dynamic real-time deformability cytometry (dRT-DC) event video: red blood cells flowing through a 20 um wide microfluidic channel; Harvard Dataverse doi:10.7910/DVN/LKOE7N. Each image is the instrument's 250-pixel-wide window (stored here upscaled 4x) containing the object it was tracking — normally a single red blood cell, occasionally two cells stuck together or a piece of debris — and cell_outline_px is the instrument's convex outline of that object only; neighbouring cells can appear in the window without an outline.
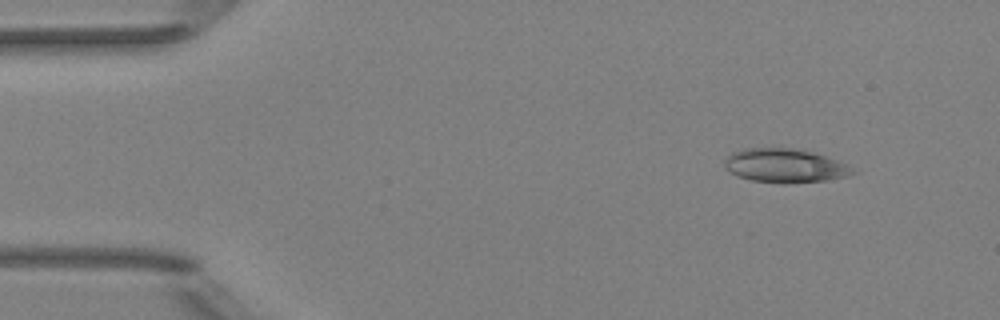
{"species": "Egyptian fruit bat (a non-hibernating species)", "species_latin": "Rousettus aegyptiacus", "temperature_condition": "room temperature", "stored_images_in_passage": 3, "camera_frame_rate_fps": 3000, "um_per_image_px": 0.085, "animal": {"sex": "female"}, "frame": {"image": 1, "passage_image": 1, "time_ms": 0.0, "image_size_px": [1000, 320], "cell_outline_px": [[856, 172], [848, 176], [828, 180], [784, 184], [780, 184], [752, 180], [740, 176], [732, 172], [724, 164], [728, 156], [732, 152], [744, 148], [792, 148], [812, 152], [848, 164]], "centroid_in_image_um": [66.75, 14.09], "position_along_channel_um": 18.2, "area_um2": 25.09}}
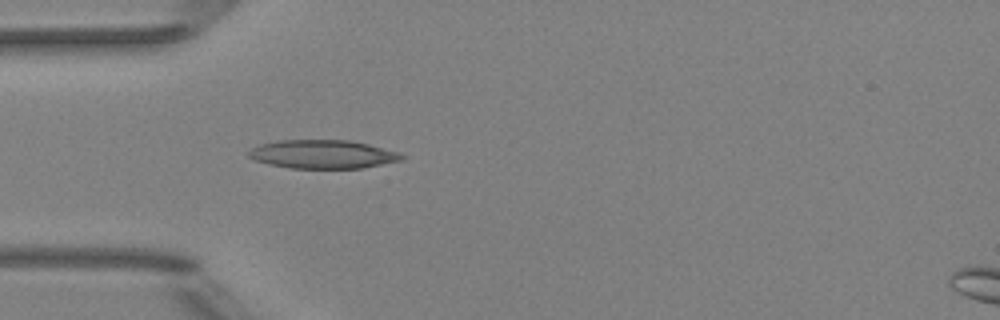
{"frame": {"image": 2, "passage_image": 3, "time_ms": 3.333, "image_size_px": [1000, 320], "cell_outline_px": [[408, 156], [404, 160], [364, 168], [288, 168], [256, 160], [248, 156], [248, 152], [252, 148], [260, 144], [276, 140], [348, 140], [368, 144], [400, 152]], "centroid_in_image_um": [27.51, 13.11], "position_along_channel_um": 57.5, "area_um2": 25.61}}